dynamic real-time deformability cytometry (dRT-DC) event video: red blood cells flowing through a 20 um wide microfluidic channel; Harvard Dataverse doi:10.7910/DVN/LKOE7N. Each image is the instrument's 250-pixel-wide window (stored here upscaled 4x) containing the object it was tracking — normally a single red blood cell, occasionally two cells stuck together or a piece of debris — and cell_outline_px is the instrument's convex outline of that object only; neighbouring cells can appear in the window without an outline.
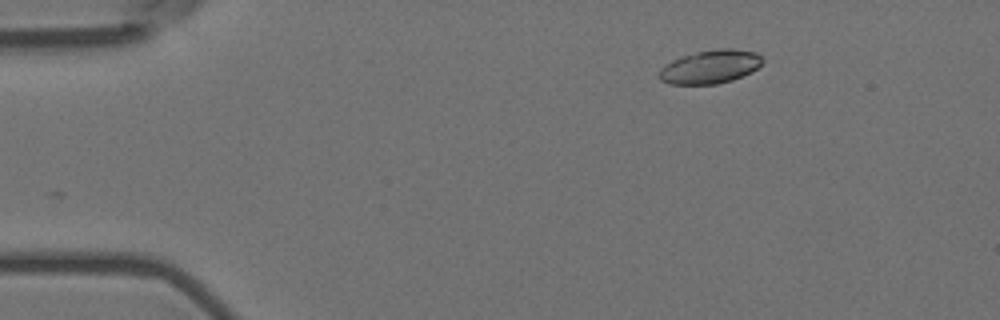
{"species": "Egyptian fruit bat (a non-hibernating species)", "species_latin": "Rousettus aegyptiacus", "temperature_condition": "room temperature", "stored_images_in_passage": 42, "camera_frame_rate_fps": 3000, "um_per_image_px": 0.085, "animal": {"sex": "female"}, "frame": {"image": 1, "passage_image": 1, "time_ms": 0.0, "image_size_px": [1000, 320], "cell_outline_px": [[764, 60], [752, 72], [732, 80], [716, 84], [668, 84], [660, 80], [656, 76], [660, 68], [672, 60], [696, 52], [716, 48], [732, 48], [756, 52]], "centroid_in_image_um": [60.34, 5.68], "position_along_channel_um": 24.7, "area_um2": 20.29}}
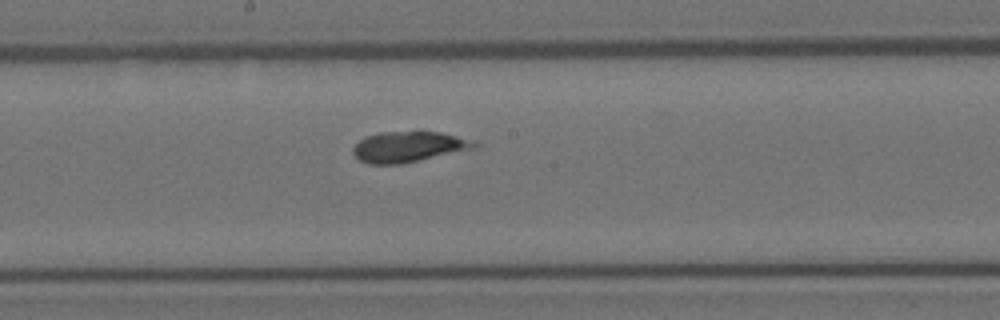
{"frame": {"image": 2, "passage_image": 23, "time_ms": 7.333, "image_size_px": [1000, 320], "cell_outline_px": [[480, 144], [476, 148], [400, 164], [368, 164], [360, 160], [352, 152], [352, 148], [364, 136], [380, 132], [440, 132]], "centroid_in_image_um": [34.66, 12.48], "position_along_channel_um": 213.5, "area_um2": 21.27}}
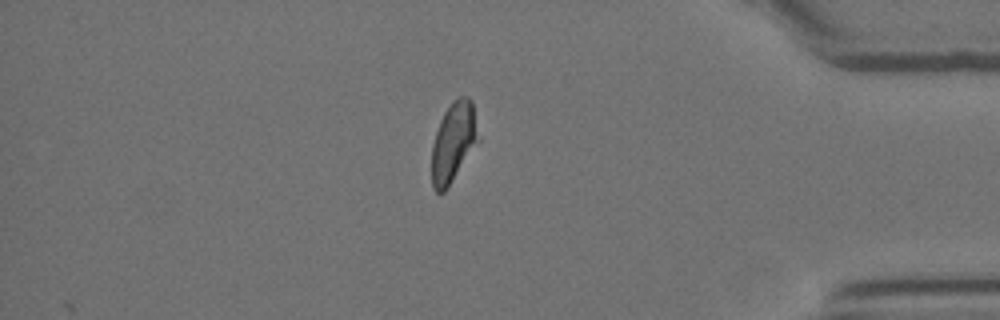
{"frame": {"image": 3, "passage_image": 41, "time_ms": 13.333, "image_size_px": [1000, 320], "cell_outline_px": [[480, 140], [448, 188], [444, 192], [436, 192], [432, 188], [432, 144], [440, 120], [444, 112], [452, 100], [460, 96], [468, 96], [472, 100]], "centroid_in_image_um": [38.55, 12.08], "position_along_channel_um": 396.6, "area_um2": 21.91}}